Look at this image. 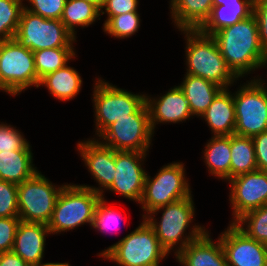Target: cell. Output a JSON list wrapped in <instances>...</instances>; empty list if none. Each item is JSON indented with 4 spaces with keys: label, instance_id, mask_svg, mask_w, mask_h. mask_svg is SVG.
Returning <instances> with one entry per match:
<instances>
[{
    "label": "cell",
    "instance_id": "6da1fadb",
    "mask_svg": "<svg viewBox=\"0 0 267 266\" xmlns=\"http://www.w3.org/2000/svg\"><path fill=\"white\" fill-rule=\"evenodd\" d=\"M212 37L217 42L227 66L238 78L267 67V54L262 49L253 15L222 28Z\"/></svg>",
    "mask_w": 267,
    "mask_h": 266
},
{
    "label": "cell",
    "instance_id": "7a4b0ae2",
    "mask_svg": "<svg viewBox=\"0 0 267 266\" xmlns=\"http://www.w3.org/2000/svg\"><path fill=\"white\" fill-rule=\"evenodd\" d=\"M193 199L191 195L174 203L158 207L144 217L154 229L161 246L168 254L174 252L176 256L189 243L201 237L208 230L203 225L192 224L196 213ZM160 211H162V216L158 222L155 216ZM189 227L190 231L187 233L186 230Z\"/></svg>",
    "mask_w": 267,
    "mask_h": 266
},
{
    "label": "cell",
    "instance_id": "3957f363",
    "mask_svg": "<svg viewBox=\"0 0 267 266\" xmlns=\"http://www.w3.org/2000/svg\"><path fill=\"white\" fill-rule=\"evenodd\" d=\"M185 37L186 74L201 77L220 87L229 88L239 78L227 66L217 42L199 30H178Z\"/></svg>",
    "mask_w": 267,
    "mask_h": 266
},
{
    "label": "cell",
    "instance_id": "277c9868",
    "mask_svg": "<svg viewBox=\"0 0 267 266\" xmlns=\"http://www.w3.org/2000/svg\"><path fill=\"white\" fill-rule=\"evenodd\" d=\"M97 255L118 266H159L169 256L144 218L135 230Z\"/></svg>",
    "mask_w": 267,
    "mask_h": 266
},
{
    "label": "cell",
    "instance_id": "5b68a950",
    "mask_svg": "<svg viewBox=\"0 0 267 266\" xmlns=\"http://www.w3.org/2000/svg\"><path fill=\"white\" fill-rule=\"evenodd\" d=\"M102 195L80 184H66L60 191L47 224L52 235L72 231L83 224L92 227L95 209Z\"/></svg>",
    "mask_w": 267,
    "mask_h": 266
},
{
    "label": "cell",
    "instance_id": "8992f818",
    "mask_svg": "<svg viewBox=\"0 0 267 266\" xmlns=\"http://www.w3.org/2000/svg\"><path fill=\"white\" fill-rule=\"evenodd\" d=\"M34 54L15 38L0 42V91L18 96L30 87L39 88Z\"/></svg>",
    "mask_w": 267,
    "mask_h": 266
},
{
    "label": "cell",
    "instance_id": "52a82bcc",
    "mask_svg": "<svg viewBox=\"0 0 267 266\" xmlns=\"http://www.w3.org/2000/svg\"><path fill=\"white\" fill-rule=\"evenodd\" d=\"M92 96L97 138L117 119L133 114L146 101V93H132L101 77L95 80Z\"/></svg>",
    "mask_w": 267,
    "mask_h": 266
},
{
    "label": "cell",
    "instance_id": "ba28073f",
    "mask_svg": "<svg viewBox=\"0 0 267 266\" xmlns=\"http://www.w3.org/2000/svg\"><path fill=\"white\" fill-rule=\"evenodd\" d=\"M182 162L162 166L153 177L147 172L144 191L139 205L144 218L154 209L182 200L193 194Z\"/></svg>",
    "mask_w": 267,
    "mask_h": 266
},
{
    "label": "cell",
    "instance_id": "9c48e42d",
    "mask_svg": "<svg viewBox=\"0 0 267 266\" xmlns=\"http://www.w3.org/2000/svg\"><path fill=\"white\" fill-rule=\"evenodd\" d=\"M261 77L240 84L233 93L236 135L253 137L267 131V85Z\"/></svg>",
    "mask_w": 267,
    "mask_h": 266
},
{
    "label": "cell",
    "instance_id": "30bf717a",
    "mask_svg": "<svg viewBox=\"0 0 267 266\" xmlns=\"http://www.w3.org/2000/svg\"><path fill=\"white\" fill-rule=\"evenodd\" d=\"M153 135L145 101L133 114L117 119L97 139L115 151L149 152Z\"/></svg>",
    "mask_w": 267,
    "mask_h": 266
},
{
    "label": "cell",
    "instance_id": "8fae6325",
    "mask_svg": "<svg viewBox=\"0 0 267 266\" xmlns=\"http://www.w3.org/2000/svg\"><path fill=\"white\" fill-rule=\"evenodd\" d=\"M18 186V217L24 222L48 224L62 185L53 184L39 170Z\"/></svg>",
    "mask_w": 267,
    "mask_h": 266
},
{
    "label": "cell",
    "instance_id": "7c38bea8",
    "mask_svg": "<svg viewBox=\"0 0 267 266\" xmlns=\"http://www.w3.org/2000/svg\"><path fill=\"white\" fill-rule=\"evenodd\" d=\"M15 39L32 52L58 47H75L76 38L60 20L45 19L22 10Z\"/></svg>",
    "mask_w": 267,
    "mask_h": 266
},
{
    "label": "cell",
    "instance_id": "4fadbf2b",
    "mask_svg": "<svg viewBox=\"0 0 267 266\" xmlns=\"http://www.w3.org/2000/svg\"><path fill=\"white\" fill-rule=\"evenodd\" d=\"M148 154L137 151H115V177L106 191L140 203L147 175L143 165Z\"/></svg>",
    "mask_w": 267,
    "mask_h": 266
},
{
    "label": "cell",
    "instance_id": "5bb4252c",
    "mask_svg": "<svg viewBox=\"0 0 267 266\" xmlns=\"http://www.w3.org/2000/svg\"><path fill=\"white\" fill-rule=\"evenodd\" d=\"M227 182L233 217L229 223H235L247 212L267 204V171L248 172Z\"/></svg>",
    "mask_w": 267,
    "mask_h": 266
},
{
    "label": "cell",
    "instance_id": "9a60e30c",
    "mask_svg": "<svg viewBox=\"0 0 267 266\" xmlns=\"http://www.w3.org/2000/svg\"><path fill=\"white\" fill-rule=\"evenodd\" d=\"M218 237L228 266H267V244L249 238L234 223Z\"/></svg>",
    "mask_w": 267,
    "mask_h": 266
},
{
    "label": "cell",
    "instance_id": "2e32d148",
    "mask_svg": "<svg viewBox=\"0 0 267 266\" xmlns=\"http://www.w3.org/2000/svg\"><path fill=\"white\" fill-rule=\"evenodd\" d=\"M77 151L98 187L81 184L104 198L105 190L112 184L115 177V150L105 146L98 139L78 141Z\"/></svg>",
    "mask_w": 267,
    "mask_h": 266
},
{
    "label": "cell",
    "instance_id": "e0dca14e",
    "mask_svg": "<svg viewBox=\"0 0 267 266\" xmlns=\"http://www.w3.org/2000/svg\"><path fill=\"white\" fill-rule=\"evenodd\" d=\"M146 104L153 133L156 125L160 123H183L193 117L185 94L179 85L170 88L158 98L146 94Z\"/></svg>",
    "mask_w": 267,
    "mask_h": 266
},
{
    "label": "cell",
    "instance_id": "ac0fdd59",
    "mask_svg": "<svg viewBox=\"0 0 267 266\" xmlns=\"http://www.w3.org/2000/svg\"><path fill=\"white\" fill-rule=\"evenodd\" d=\"M51 235L47 224L21 221L16 229L12 252L30 266H41L46 237Z\"/></svg>",
    "mask_w": 267,
    "mask_h": 266
},
{
    "label": "cell",
    "instance_id": "d6986e66",
    "mask_svg": "<svg viewBox=\"0 0 267 266\" xmlns=\"http://www.w3.org/2000/svg\"><path fill=\"white\" fill-rule=\"evenodd\" d=\"M174 257L181 266H228L219 237L214 242L208 230Z\"/></svg>",
    "mask_w": 267,
    "mask_h": 266
},
{
    "label": "cell",
    "instance_id": "ffe728a7",
    "mask_svg": "<svg viewBox=\"0 0 267 266\" xmlns=\"http://www.w3.org/2000/svg\"><path fill=\"white\" fill-rule=\"evenodd\" d=\"M210 16L198 29L212 36L224 27L233 25L253 15L254 0H212Z\"/></svg>",
    "mask_w": 267,
    "mask_h": 266
},
{
    "label": "cell",
    "instance_id": "44dd1931",
    "mask_svg": "<svg viewBox=\"0 0 267 266\" xmlns=\"http://www.w3.org/2000/svg\"><path fill=\"white\" fill-rule=\"evenodd\" d=\"M230 88L222 89L201 118L207 122L212 136H230L235 131V106Z\"/></svg>",
    "mask_w": 267,
    "mask_h": 266
},
{
    "label": "cell",
    "instance_id": "7402d4cb",
    "mask_svg": "<svg viewBox=\"0 0 267 266\" xmlns=\"http://www.w3.org/2000/svg\"><path fill=\"white\" fill-rule=\"evenodd\" d=\"M171 20L178 30H198L210 16L212 0H170Z\"/></svg>",
    "mask_w": 267,
    "mask_h": 266
},
{
    "label": "cell",
    "instance_id": "603a6c76",
    "mask_svg": "<svg viewBox=\"0 0 267 266\" xmlns=\"http://www.w3.org/2000/svg\"><path fill=\"white\" fill-rule=\"evenodd\" d=\"M179 87L183 90L193 116L201 117L222 87L201 77L185 74Z\"/></svg>",
    "mask_w": 267,
    "mask_h": 266
},
{
    "label": "cell",
    "instance_id": "cb8c5ba5",
    "mask_svg": "<svg viewBox=\"0 0 267 266\" xmlns=\"http://www.w3.org/2000/svg\"><path fill=\"white\" fill-rule=\"evenodd\" d=\"M32 150L0 152V180L19 185L38 170L33 164Z\"/></svg>",
    "mask_w": 267,
    "mask_h": 266
},
{
    "label": "cell",
    "instance_id": "d4e9b609",
    "mask_svg": "<svg viewBox=\"0 0 267 266\" xmlns=\"http://www.w3.org/2000/svg\"><path fill=\"white\" fill-rule=\"evenodd\" d=\"M82 85L81 75L68 64L47 74L39 83V87H47L52 97L62 102L74 99L81 92Z\"/></svg>",
    "mask_w": 267,
    "mask_h": 266
},
{
    "label": "cell",
    "instance_id": "484cf974",
    "mask_svg": "<svg viewBox=\"0 0 267 266\" xmlns=\"http://www.w3.org/2000/svg\"><path fill=\"white\" fill-rule=\"evenodd\" d=\"M202 152L209 174L226 182L230 180V136H212Z\"/></svg>",
    "mask_w": 267,
    "mask_h": 266
},
{
    "label": "cell",
    "instance_id": "4316f807",
    "mask_svg": "<svg viewBox=\"0 0 267 266\" xmlns=\"http://www.w3.org/2000/svg\"><path fill=\"white\" fill-rule=\"evenodd\" d=\"M101 9L86 0H66L60 21L76 38L78 27L85 28L100 20Z\"/></svg>",
    "mask_w": 267,
    "mask_h": 266
},
{
    "label": "cell",
    "instance_id": "83f0119b",
    "mask_svg": "<svg viewBox=\"0 0 267 266\" xmlns=\"http://www.w3.org/2000/svg\"><path fill=\"white\" fill-rule=\"evenodd\" d=\"M230 179L258 170L252 137L230 135Z\"/></svg>",
    "mask_w": 267,
    "mask_h": 266
},
{
    "label": "cell",
    "instance_id": "f1b7e54d",
    "mask_svg": "<svg viewBox=\"0 0 267 266\" xmlns=\"http://www.w3.org/2000/svg\"><path fill=\"white\" fill-rule=\"evenodd\" d=\"M74 49V47H58L33 52L39 81L47 74L65 67L70 60L76 58Z\"/></svg>",
    "mask_w": 267,
    "mask_h": 266
},
{
    "label": "cell",
    "instance_id": "f546056e",
    "mask_svg": "<svg viewBox=\"0 0 267 266\" xmlns=\"http://www.w3.org/2000/svg\"><path fill=\"white\" fill-rule=\"evenodd\" d=\"M234 224L249 238L267 244V204L247 212Z\"/></svg>",
    "mask_w": 267,
    "mask_h": 266
},
{
    "label": "cell",
    "instance_id": "4dcf8cb0",
    "mask_svg": "<svg viewBox=\"0 0 267 266\" xmlns=\"http://www.w3.org/2000/svg\"><path fill=\"white\" fill-rule=\"evenodd\" d=\"M24 0H0V42L15 38Z\"/></svg>",
    "mask_w": 267,
    "mask_h": 266
},
{
    "label": "cell",
    "instance_id": "1f68e13d",
    "mask_svg": "<svg viewBox=\"0 0 267 266\" xmlns=\"http://www.w3.org/2000/svg\"><path fill=\"white\" fill-rule=\"evenodd\" d=\"M140 23L139 12H128L111 17L103 25V31L111 37L125 39L138 33Z\"/></svg>",
    "mask_w": 267,
    "mask_h": 266
},
{
    "label": "cell",
    "instance_id": "d6a6232c",
    "mask_svg": "<svg viewBox=\"0 0 267 266\" xmlns=\"http://www.w3.org/2000/svg\"><path fill=\"white\" fill-rule=\"evenodd\" d=\"M117 210L116 208L108 206L105 197L101 198L96 206L91 228L104 234L108 232L109 229H115L117 224L119 225L121 221L120 212Z\"/></svg>",
    "mask_w": 267,
    "mask_h": 266
},
{
    "label": "cell",
    "instance_id": "836d02e7",
    "mask_svg": "<svg viewBox=\"0 0 267 266\" xmlns=\"http://www.w3.org/2000/svg\"><path fill=\"white\" fill-rule=\"evenodd\" d=\"M0 152L32 150L23 133L11 124L0 122Z\"/></svg>",
    "mask_w": 267,
    "mask_h": 266
},
{
    "label": "cell",
    "instance_id": "e575fe53",
    "mask_svg": "<svg viewBox=\"0 0 267 266\" xmlns=\"http://www.w3.org/2000/svg\"><path fill=\"white\" fill-rule=\"evenodd\" d=\"M24 9L45 19L60 20L66 0H24ZM30 5V6H29Z\"/></svg>",
    "mask_w": 267,
    "mask_h": 266
},
{
    "label": "cell",
    "instance_id": "d590c367",
    "mask_svg": "<svg viewBox=\"0 0 267 266\" xmlns=\"http://www.w3.org/2000/svg\"><path fill=\"white\" fill-rule=\"evenodd\" d=\"M0 217H18V186L0 180Z\"/></svg>",
    "mask_w": 267,
    "mask_h": 266
},
{
    "label": "cell",
    "instance_id": "8d00e7d4",
    "mask_svg": "<svg viewBox=\"0 0 267 266\" xmlns=\"http://www.w3.org/2000/svg\"><path fill=\"white\" fill-rule=\"evenodd\" d=\"M19 217H0V253L11 252Z\"/></svg>",
    "mask_w": 267,
    "mask_h": 266
},
{
    "label": "cell",
    "instance_id": "74e56055",
    "mask_svg": "<svg viewBox=\"0 0 267 266\" xmlns=\"http://www.w3.org/2000/svg\"><path fill=\"white\" fill-rule=\"evenodd\" d=\"M138 5L139 0H105L101 8V15L106 14L107 18L103 25L113 16L128 12H138Z\"/></svg>",
    "mask_w": 267,
    "mask_h": 266
},
{
    "label": "cell",
    "instance_id": "f35d334b",
    "mask_svg": "<svg viewBox=\"0 0 267 266\" xmlns=\"http://www.w3.org/2000/svg\"><path fill=\"white\" fill-rule=\"evenodd\" d=\"M253 16L257 22L262 49L267 54V0H254Z\"/></svg>",
    "mask_w": 267,
    "mask_h": 266
},
{
    "label": "cell",
    "instance_id": "ab89813d",
    "mask_svg": "<svg viewBox=\"0 0 267 266\" xmlns=\"http://www.w3.org/2000/svg\"><path fill=\"white\" fill-rule=\"evenodd\" d=\"M256 155L257 168L267 171V131L252 137Z\"/></svg>",
    "mask_w": 267,
    "mask_h": 266
},
{
    "label": "cell",
    "instance_id": "60d3db41",
    "mask_svg": "<svg viewBox=\"0 0 267 266\" xmlns=\"http://www.w3.org/2000/svg\"><path fill=\"white\" fill-rule=\"evenodd\" d=\"M0 266H30L14 252L0 253Z\"/></svg>",
    "mask_w": 267,
    "mask_h": 266
},
{
    "label": "cell",
    "instance_id": "b9f144b4",
    "mask_svg": "<svg viewBox=\"0 0 267 266\" xmlns=\"http://www.w3.org/2000/svg\"><path fill=\"white\" fill-rule=\"evenodd\" d=\"M41 266H72L68 262L60 263V262H48V263H43Z\"/></svg>",
    "mask_w": 267,
    "mask_h": 266
},
{
    "label": "cell",
    "instance_id": "7bdbcfd3",
    "mask_svg": "<svg viewBox=\"0 0 267 266\" xmlns=\"http://www.w3.org/2000/svg\"><path fill=\"white\" fill-rule=\"evenodd\" d=\"M92 2L93 4L97 5L100 9L104 5L105 0H86Z\"/></svg>",
    "mask_w": 267,
    "mask_h": 266
}]
</instances>
